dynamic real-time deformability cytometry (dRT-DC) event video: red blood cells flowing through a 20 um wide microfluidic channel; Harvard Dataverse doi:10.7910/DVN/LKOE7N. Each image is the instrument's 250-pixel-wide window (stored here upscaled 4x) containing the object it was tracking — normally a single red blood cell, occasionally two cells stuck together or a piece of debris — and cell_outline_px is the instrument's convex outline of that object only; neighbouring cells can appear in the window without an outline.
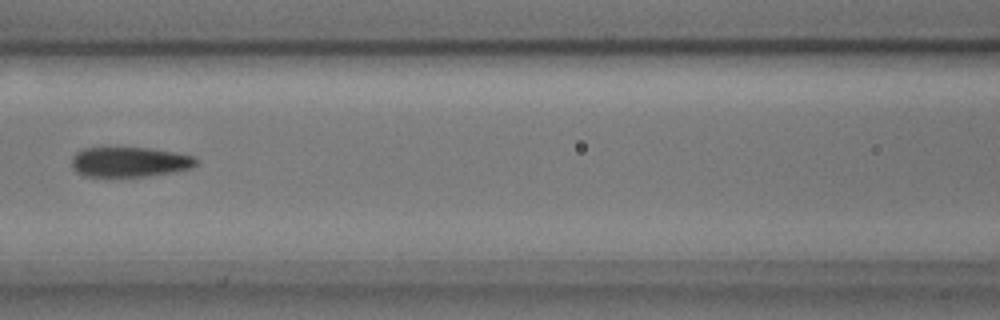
{"species": "common noctule bat (a hibernating species)", "species_latin": "Nyctalus noctula", "temperature_condition": "cold", "stored_images_in_passage": 4, "camera_frame_rate_fps": 3000, "um_per_image_px": 0.085, "animal": {"sex": "male", "body_mass_g": 17.9, "forearm_length_mm": 54.2}, "frame": {"image": 1, "passage_image": 4, "time_ms": 1.0, "image_size_px": [1000, 320], "cell_outline_px": [[200, 160], [196, 164], [188, 168], [172, 172], [148, 176], [84, 176], [76, 172], [72, 168], [72, 156], [76, 152], [84, 148], [152, 148], [176, 152], [192, 156]], "centroid_in_image_um": [11.0, 13.76], "position_along_channel_um": 155.6, "area_um2": 21.68}}